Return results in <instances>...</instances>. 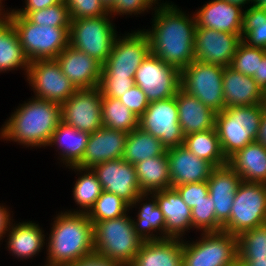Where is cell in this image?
Returning <instances> with one entry per match:
<instances>
[{"label":"cell","mask_w":266,"mask_h":266,"mask_svg":"<svg viewBox=\"0 0 266 266\" xmlns=\"http://www.w3.org/2000/svg\"><path fill=\"white\" fill-rule=\"evenodd\" d=\"M166 151L160 139L138 127L128 133L123 159L135 165L150 157L163 155Z\"/></svg>","instance_id":"cell-31"},{"label":"cell","mask_w":266,"mask_h":266,"mask_svg":"<svg viewBox=\"0 0 266 266\" xmlns=\"http://www.w3.org/2000/svg\"><path fill=\"white\" fill-rule=\"evenodd\" d=\"M180 83L181 71L151 53L136 70L134 78V84L142 89L149 102L174 97Z\"/></svg>","instance_id":"cell-12"},{"label":"cell","mask_w":266,"mask_h":266,"mask_svg":"<svg viewBox=\"0 0 266 266\" xmlns=\"http://www.w3.org/2000/svg\"><path fill=\"white\" fill-rule=\"evenodd\" d=\"M265 55L264 48L250 47L242 40L232 57L230 67L244 75L253 77L258 71L259 62Z\"/></svg>","instance_id":"cell-40"},{"label":"cell","mask_w":266,"mask_h":266,"mask_svg":"<svg viewBox=\"0 0 266 266\" xmlns=\"http://www.w3.org/2000/svg\"><path fill=\"white\" fill-rule=\"evenodd\" d=\"M90 133L79 131L63 121L56 127L48 144L62 147V160L67 166H76L83 158ZM54 143V144H53Z\"/></svg>","instance_id":"cell-29"},{"label":"cell","mask_w":266,"mask_h":266,"mask_svg":"<svg viewBox=\"0 0 266 266\" xmlns=\"http://www.w3.org/2000/svg\"><path fill=\"white\" fill-rule=\"evenodd\" d=\"M224 1L242 8L243 5L252 0H224Z\"/></svg>","instance_id":"cell-55"},{"label":"cell","mask_w":266,"mask_h":266,"mask_svg":"<svg viewBox=\"0 0 266 266\" xmlns=\"http://www.w3.org/2000/svg\"><path fill=\"white\" fill-rule=\"evenodd\" d=\"M101 2L109 11L114 6L116 0H101Z\"/></svg>","instance_id":"cell-56"},{"label":"cell","mask_w":266,"mask_h":266,"mask_svg":"<svg viewBox=\"0 0 266 266\" xmlns=\"http://www.w3.org/2000/svg\"><path fill=\"white\" fill-rule=\"evenodd\" d=\"M92 170L103 190L122 198L130 207L147 196V193L140 190L135 165L123 158L95 165Z\"/></svg>","instance_id":"cell-16"},{"label":"cell","mask_w":266,"mask_h":266,"mask_svg":"<svg viewBox=\"0 0 266 266\" xmlns=\"http://www.w3.org/2000/svg\"><path fill=\"white\" fill-rule=\"evenodd\" d=\"M21 66L28 72L30 60L25 55L10 21L6 17L0 18V72Z\"/></svg>","instance_id":"cell-30"},{"label":"cell","mask_w":266,"mask_h":266,"mask_svg":"<svg viewBox=\"0 0 266 266\" xmlns=\"http://www.w3.org/2000/svg\"><path fill=\"white\" fill-rule=\"evenodd\" d=\"M255 141L266 147V113L265 112L261 119L259 132L257 134V138Z\"/></svg>","instance_id":"cell-52"},{"label":"cell","mask_w":266,"mask_h":266,"mask_svg":"<svg viewBox=\"0 0 266 266\" xmlns=\"http://www.w3.org/2000/svg\"><path fill=\"white\" fill-rule=\"evenodd\" d=\"M183 146L198 158L210 162L214 167L228 163V160L223 155L215 128L186 135Z\"/></svg>","instance_id":"cell-33"},{"label":"cell","mask_w":266,"mask_h":266,"mask_svg":"<svg viewBox=\"0 0 266 266\" xmlns=\"http://www.w3.org/2000/svg\"><path fill=\"white\" fill-rule=\"evenodd\" d=\"M223 95L225 108L263 103L264 91L253 80L230 66L224 67Z\"/></svg>","instance_id":"cell-23"},{"label":"cell","mask_w":266,"mask_h":266,"mask_svg":"<svg viewBox=\"0 0 266 266\" xmlns=\"http://www.w3.org/2000/svg\"><path fill=\"white\" fill-rule=\"evenodd\" d=\"M150 53V41L144 31L115 39L112 51L103 64L101 77L135 78L136 70Z\"/></svg>","instance_id":"cell-11"},{"label":"cell","mask_w":266,"mask_h":266,"mask_svg":"<svg viewBox=\"0 0 266 266\" xmlns=\"http://www.w3.org/2000/svg\"><path fill=\"white\" fill-rule=\"evenodd\" d=\"M134 85V78L101 77L99 89L102 96L118 99Z\"/></svg>","instance_id":"cell-44"},{"label":"cell","mask_w":266,"mask_h":266,"mask_svg":"<svg viewBox=\"0 0 266 266\" xmlns=\"http://www.w3.org/2000/svg\"><path fill=\"white\" fill-rule=\"evenodd\" d=\"M152 198H154V200L152 199V203L143 204L137 216L138 221L134 222L133 220L135 232L143 240V242L166 239V221L163 217L162 211L157 205L156 197L153 195ZM153 230H161V232L163 231L162 234L165 235H162V237H153V234H149L150 231Z\"/></svg>","instance_id":"cell-35"},{"label":"cell","mask_w":266,"mask_h":266,"mask_svg":"<svg viewBox=\"0 0 266 266\" xmlns=\"http://www.w3.org/2000/svg\"><path fill=\"white\" fill-rule=\"evenodd\" d=\"M0 3H1V0H0ZM1 5V4H0ZM2 9H1V6H0V11H1ZM2 12H0V18H3L1 15Z\"/></svg>","instance_id":"cell-59"},{"label":"cell","mask_w":266,"mask_h":266,"mask_svg":"<svg viewBox=\"0 0 266 266\" xmlns=\"http://www.w3.org/2000/svg\"><path fill=\"white\" fill-rule=\"evenodd\" d=\"M94 225V253L130 266L143 240L134 229L133 220L123 215L111 220L92 222Z\"/></svg>","instance_id":"cell-5"},{"label":"cell","mask_w":266,"mask_h":266,"mask_svg":"<svg viewBox=\"0 0 266 266\" xmlns=\"http://www.w3.org/2000/svg\"><path fill=\"white\" fill-rule=\"evenodd\" d=\"M266 223V184L242 181L234 196L229 220L222 231L239 236Z\"/></svg>","instance_id":"cell-7"},{"label":"cell","mask_w":266,"mask_h":266,"mask_svg":"<svg viewBox=\"0 0 266 266\" xmlns=\"http://www.w3.org/2000/svg\"><path fill=\"white\" fill-rule=\"evenodd\" d=\"M178 120L184 136L215 128L216 112L181 88L175 95Z\"/></svg>","instance_id":"cell-24"},{"label":"cell","mask_w":266,"mask_h":266,"mask_svg":"<svg viewBox=\"0 0 266 266\" xmlns=\"http://www.w3.org/2000/svg\"><path fill=\"white\" fill-rule=\"evenodd\" d=\"M118 100L137 117H140L149 105L146 94L137 85L130 88L128 92L124 93V95L118 98Z\"/></svg>","instance_id":"cell-46"},{"label":"cell","mask_w":266,"mask_h":266,"mask_svg":"<svg viewBox=\"0 0 266 266\" xmlns=\"http://www.w3.org/2000/svg\"><path fill=\"white\" fill-rule=\"evenodd\" d=\"M151 3H155L156 0H149Z\"/></svg>","instance_id":"cell-60"},{"label":"cell","mask_w":266,"mask_h":266,"mask_svg":"<svg viewBox=\"0 0 266 266\" xmlns=\"http://www.w3.org/2000/svg\"><path fill=\"white\" fill-rule=\"evenodd\" d=\"M101 112L104 127L127 133L139 127V117L118 99L102 96Z\"/></svg>","instance_id":"cell-34"},{"label":"cell","mask_w":266,"mask_h":266,"mask_svg":"<svg viewBox=\"0 0 266 266\" xmlns=\"http://www.w3.org/2000/svg\"><path fill=\"white\" fill-rule=\"evenodd\" d=\"M56 61L77 89L99 87L103 65L88 54L68 45L56 57Z\"/></svg>","instance_id":"cell-19"},{"label":"cell","mask_w":266,"mask_h":266,"mask_svg":"<svg viewBox=\"0 0 266 266\" xmlns=\"http://www.w3.org/2000/svg\"><path fill=\"white\" fill-rule=\"evenodd\" d=\"M128 133L102 126L90 133L82 160L76 165L92 169L95 165L123 158Z\"/></svg>","instance_id":"cell-18"},{"label":"cell","mask_w":266,"mask_h":266,"mask_svg":"<svg viewBox=\"0 0 266 266\" xmlns=\"http://www.w3.org/2000/svg\"><path fill=\"white\" fill-rule=\"evenodd\" d=\"M67 266H121V265L115 261H111L108 258L93 253L77 261L76 263H72Z\"/></svg>","instance_id":"cell-49"},{"label":"cell","mask_w":266,"mask_h":266,"mask_svg":"<svg viewBox=\"0 0 266 266\" xmlns=\"http://www.w3.org/2000/svg\"><path fill=\"white\" fill-rule=\"evenodd\" d=\"M60 122V104L33 98L12 114L2 128L1 137L27 147L48 146Z\"/></svg>","instance_id":"cell-3"},{"label":"cell","mask_w":266,"mask_h":266,"mask_svg":"<svg viewBox=\"0 0 266 266\" xmlns=\"http://www.w3.org/2000/svg\"><path fill=\"white\" fill-rule=\"evenodd\" d=\"M71 19L94 18L108 15L109 11L101 0H63Z\"/></svg>","instance_id":"cell-43"},{"label":"cell","mask_w":266,"mask_h":266,"mask_svg":"<svg viewBox=\"0 0 266 266\" xmlns=\"http://www.w3.org/2000/svg\"><path fill=\"white\" fill-rule=\"evenodd\" d=\"M263 107L266 113V91H264V97H263Z\"/></svg>","instance_id":"cell-57"},{"label":"cell","mask_w":266,"mask_h":266,"mask_svg":"<svg viewBox=\"0 0 266 266\" xmlns=\"http://www.w3.org/2000/svg\"><path fill=\"white\" fill-rule=\"evenodd\" d=\"M137 179L142 193L152 194L171 188L167 153L150 157L135 164Z\"/></svg>","instance_id":"cell-28"},{"label":"cell","mask_w":266,"mask_h":266,"mask_svg":"<svg viewBox=\"0 0 266 266\" xmlns=\"http://www.w3.org/2000/svg\"><path fill=\"white\" fill-rule=\"evenodd\" d=\"M238 260L266 259V223L237 236Z\"/></svg>","instance_id":"cell-36"},{"label":"cell","mask_w":266,"mask_h":266,"mask_svg":"<svg viewBox=\"0 0 266 266\" xmlns=\"http://www.w3.org/2000/svg\"><path fill=\"white\" fill-rule=\"evenodd\" d=\"M70 168L79 170V172L88 171L86 174L78 178L73 189L75 202L82 207V210L83 208L85 209L84 211L80 210L79 212L87 213L100 197L103 191L102 186L92 169H81L77 166H70Z\"/></svg>","instance_id":"cell-38"},{"label":"cell","mask_w":266,"mask_h":266,"mask_svg":"<svg viewBox=\"0 0 266 266\" xmlns=\"http://www.w3.org/2000/svg\"><path fill=\"white\" fill-rule=\"evenodd\" d=\"M27 79L37 93L36 98L60 105L78 90L63 74L56 59L30 62Z\"/></svg>","instance_id":"cell-14"},{"label":"cell","mask_w":266,"mask_h":266,"mask_svg":"<svg viewBox=\"0 0 266 266\" xmlns=\"http://www.w3.org/2000/svg\"><path fill=\"white\" fill-rule=\"evenodd\" d=\"M230 266H245V265L237 260L233 265Z\"/></svg>","instance_id":"cell-58"},{"label":"cell","mask_w":266,"mask_h":266,"mask_svg":"<svg viewBox=\"0 0 266 266\" xmlns=\"http://www.w3.org/2000/svg\"><path fill=\"white\" fill-rule=\"evenodd\" d=\"M152 3L149 0H116L109 13L132 14L141 13L147 8H151Z\"/></svg>","instance_id":"cell-47"},{"label":"cell","mask_w":266,"mask_h":266,"mask_svg":"<svg viewBox=\"0 0 266 266\" xmlns=\"http://www.w3.org/2000/svg\"><path fill=\"white\" fill-rule=\"evenodd\" d=\"M223 73V66L194 60L181 70L180 88L216 113L221 112L225 109Z\"/></svg>","instance_id":"cell-9"},{"label":"cell","mask_w":266,"mask_h":266,"mask_svg":"<svg viewBox=\"0 0 266 266\" xmlns=\"http://www.w3.org/2000/svg\"><path fill=\"white\" fill-rule=\"evenodd\" d=\"M166 221V239L181 238L185 229L192 228L191 209L174 188L153 192Z\"/></svg>","instance_id":"cell-25"},{"label":"cell","mask_w":266,"mask_h":266,"mask_svg":"<svg viewBox=\"0 0 266 266\" xmlns=\"http://www.w3.org/2000/svg\"><path fill=\"white\" fill-rule=\"evenodd\" d=\"M202 235L194 244L183 242V266H230L238 260L236 235L225 231Z\"/></svg>","instance_id":"cell-10"},{"label":"cell","mask_w":266,"mask_h":266,"mask_svg":"<svg viewBox=\"0 0 266 266\" xmlns=\"http://www.w3.org/2000/svg\"><path fill=\"white\" fill-rule=\"evenodd\" d=\"M242 40L250 47H260L266 50V10L251 6L244 11Z\"/></svg>","instance_id":"cell-37"},{"label":"cell","mask_w":266,"mask_h":266,"mask_svg":"<svg viewBox=\"0 0 266 266\" xmlns=\"http://www.w3.org/2000/svg\"><path fill=\"white\" fill-rule=\"evenodd\" d=\"M191 224L204 232L222 231L223 225L216 219L214 202L209 194L191 209Z\"/></svg>","instance_id":"cell-42"},{"label":"cell","mask_w":266,"mask_h":266,"mask_svg":"<svg viewBox=\"0 0 266 266\" xmlns=\"http://www.w3.org/2000/svg\"><path fill=\"white\" fill-rule=\"evenodd\" d=\"M228 164L242 181L266 184V147L254 141L238 150Z\"/></svg>","instance_id":"cell-27"},{"label":"cell","mask_w":266,"mask_h":266,"mask_svg":"<svg viewBox=\"0 0 266 266\" xmlns=\"http://www.w3.org/2000/svg\"><path fill=\"white\" fill-rule=\"evenodd\" d=\"M242 178L227 163L214 167L207 180L209 196L214 202L216 219L224 225L230 218L234 196Z\"/></svg>","instance_id":"cell-21"},{"label":"cell","mask_w":266,"mask_h":266,"mask_svg":"<svg viewBox=\"0 0 266 266\" xmlns=\"http://www.w3.org/2000/svg\"><path fill=\"white\" fill-rule=\"evenodd\" d=\"M25 17L30 22L41 26L66 27L69 30L71 25L69 9L64 1L48 8L31 11Z\"/></svg>","instance_id":"cell-41"},{"label":"cell","mask_w":266,"mask_h":266,"mask_svg":"<svg viewBox=\"0 0 266 266\" xmlns=\"http://www.w3.org/2000/svg\"><path fill=\"white\" fill-rule=\"evenodd\" d=\"M182 246L178 238L144 241L130 266H183Z\"/></svg>","instance_id":"cell-26"},{"label":"cell","mask_w":266,"mask_h":266,"mask_svg":"<svg viewBox=\"0 0 266 266\" xmlns=\"http://www.w3.org/2000/svg\"><path fill=\"white\" fill-rule=\"evenodd\" d=\"M102 93L99 87L78 89L61 106V121L83 132L93 133L103 126Z\"/></svg>","instance_id":"cell-15"},{"label":"cell","mask_w":266,"mask_h":266,"mask_svg":"<svg viewBox=\"0 0 266 266\" xmlns=\"http://www.w3.org/2000/svg\"><path fill=\"white\" fill-rule=\"evenodd\" d=\"M129 207L130 205L122 198L103 190L86 214L92 222H100L125 215Z\"/></svg>","instance_id":"cell-39"},{"label":"cell","mask_w":266,"mask_h":266,"mask_svg":"<svg viewBox=\"0 0 266 266\" xmlns=\"http://www.w3.org/2000/svg\"><path fill=\"white\" fill-rule=\"evenodd\" d=\"M139 127L160 139L167 150L184 143L185 136L179 124L175 96L149 102L147 109L139 117Z\"/></svg>","instance_id":"cell-13"},{"label":"cell","mask_w":266,"mask_h":266,"mask_svg":"<svg viewBox=\"0 0 266 266\" xmlns=\"http://www.w3.org/2000/svg\"><path fill=\"white\" fill-rule=\"evenodd\" d=\"M108 15L71 19L69 45L102 65L112 51L116 33Z\"/></svg>","instance_id":"cell-8"},{"label":"cell","mask_w":266,"mask_h":266,"mask_svg":"<svg viewBox=\"0 0 266 266\" xmlns=\"http://www.w3.org/2000/svg\"><path fill=\"white\" fill-rule=\"evenodd\" d=\"M155 12L152 31H144L150 41L151 54L181 71L195 60V16L190 19L168 3Z\"/></svg>","instance_id":"cell-1"},{"label":"cell","mask_w":266,"mask_h":266,"mask_svg":"<svg viewBox=\"0 0 266 266\" xmlns=\"http://www.w3.org/2000/svg\"><path fill=\"white\" fill-rule=\"evenodd\" d=\"M63 0H27L26 1V7L23 8L22 10H12V12L9 13H4L3 17L5 15H21V16H26L29 12L31 11H36L44 8H48L49 6H52L56 3H60Z\"/></svg>","instance_id":"cell-48"},{"label":"cell","mask_w":266,"mask_h":266,"mask_svg":"<svg viewBox=\"0 0 266 266\" xmlns=\"http://www.w3.org/2000/svg\"><path fill=\"white\" fill-rule=\"evenodd\" d=\"M169 162L171 188L178 185L205 182L209 179L214 166L198 158L183 145L166 151Z\"/></svg>","instance_id":"cell-20"},{"label":"cell","mask_w":266,"mask_h":266,"mask_svg":"<svg viewBox=\"0 0 266 266\" xmlns=\"http://www.w3.org/2000/svg\"><path fill=\"white\" fill-rule=\"evenodd\" d=\"M243 263L245 266H266V259L258 260H238Z\"/></svg>","instance_id":"cell-53"},{"label":"cell","mask_w":266,"mask_h":266,"mask_svg":"<svg viewBox=\"0 0 266 266\" xmlns=\"http://www.w3.org/2000/svg\"><path fill=\"white\" fill-rule=\"evenodd\" d=\"M56 218L45 266H67L94 253V225L86 213L65 212Z\"/></svg>","instance_id":"cell-2"},{"label":"cell","mask_w":266,"mask_h":266,"mask_svg":"<svg viewBox=\"0 0 266 266\" xmlns=\"http://www.w3.org/2000/svg\"><path fill=\"white\" fill-rule=\"evenodd\" d=\"M243 13L239 6L224 0H212L196 13V28L242 34Z\"/></svg>","instance_id":"cell-22"},{"label":"cell","mask_w":266,"mask_h":266,"mask_svg":"<svg viewBox=\"0 0 266 266\" xmlns=\"http://www.w3.org/2000/svg\"><path fill=\"white\" fill-rule=\"evenodd\" d=\"M253 80L263 91H266V55L259 62L258 71L254 74Z\"/></svg>","instance_id":"cell-50"},{"label":"cell","mask_w":266,"mask_h":266,"mask_svg":"<svg viewBox=\"0 0 266 266\" xmlns=\"http://www.w3.org/2000/svg\"><path fill=\"white\" fill-rule=\"evenodd\" d=\"M14 27L19 42L30 62L56 59L69 45V30L30 22L25 16H5Z\"/></svg>","instance_id":"cell-6"},{"label":"cell","mask_w":266,"mask_h":266,"mask_svg":"<svg viewBox=\"0 0 266 266\" xmlns=\"http://www.w3.org/2000/svg\"><path fill=\"white\" fill-rule=\"evenodd\" d=\"M20 224V225H19ZM9 232L8 248L15 256L30 258L44 245V234L38 225L32 222L19 223Z\"/></svg>","instance_id":"cell-32"},{"label":"cell","mask_w":266,"mask_h":266,"mask_svg":"<svg viewBox=\"0 0 266 266\" xmlns=\"http://www.w3.org/2000/svg\"><path fill=\"white\" fill-rule=\"evenodd\" d=\"M253 8L263 9L266 10V0H252Z\"/></svg>","instance_id":"cell-54"},{"label":"cell","mask_w":266,"mask_h":266,"mask_svg":"<svg viewBox=\"0 0 266 266\" xmlns=\"http://www.w3.org/2000/svg\"><path fill=\"white\" fill-rule=\"evenodd\" d=\"M184 203L192 209L209 194L207 181L188 183L174 187Z\"/></svg>","instance_id":"cell-45"},{"label":"cell","mask_w":266,"mask_h":266,"mask_svg":"<svg viewBox=\"0 0 266 266\" xmlns=\"http://www.w3.org/2000/svg\"><path fill=\"white\" fill-rule=\"evenodd\" d=\"M264 112L261 103L252 106H232L216 113L215 129L227 160L256 140Z\"/></svg>","instance_id":"cell-4"},{"label":"cell","mask_w":266,"mask_h":266,"mask_svg":"<svg viewBox=\"0 0 266 266\" xmlns=\"http://www.w3.org/2000/svg\"><path fill=\"white\" fill-rule=\"evenodd\" d=\"M10 214L7 209L0 206V238L5 234V231H9L7 228L10 227Z\"/></svg>","instance_id":"cell-51"},{"label":"cell","mask_w":266,"mask_h":266,"mask_svg":"<svg viewBox=\"0 0 266 266\" xmlns=\"http://www.w3.org/2000/svg\"><path fill=\"white\" fill-rule=\"evenodd\" d=\"M242 34L219 32L210 28H196L195 60L202 63L230 66Z\"/></svg>","instance_id":"cell-17"}]
</instances>
